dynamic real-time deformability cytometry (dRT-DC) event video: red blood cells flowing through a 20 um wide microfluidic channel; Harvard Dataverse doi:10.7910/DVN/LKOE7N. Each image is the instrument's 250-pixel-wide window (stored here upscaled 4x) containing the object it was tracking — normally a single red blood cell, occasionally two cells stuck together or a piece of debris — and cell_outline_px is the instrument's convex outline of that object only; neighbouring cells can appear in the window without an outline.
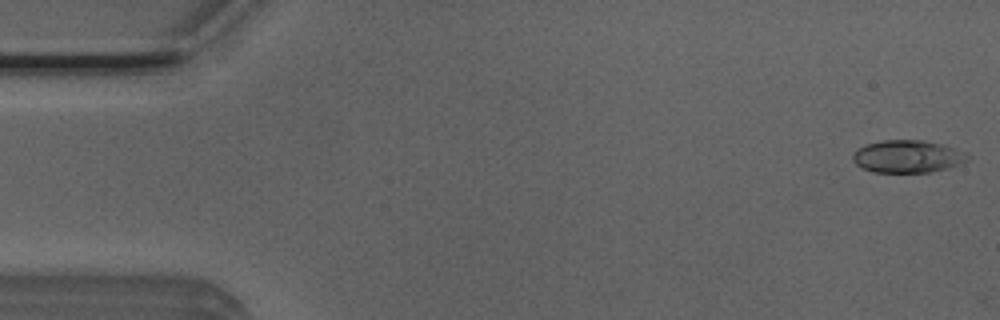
{"species": "Egyptian fruit bat (a non-hibernating species)", "species_latin": "Rousettus aegyptiacus", "temperature_condition": "room temperature", "stored_images_in_passage": 7, "camera_frame_rate_fps": 3000, "um_per_image_px": 0.085, "animal": {"sex": "male"}, "frame": {"image": 1, "passage_image": 1, "time_ms": 0.0, "image_size_px": [1000, 320], "cell_outline_px": [[968, 160], [948, 168], [928, 172], [872, 172], [856, 164], [852, 160], [852, 156], [856, 148], [864, 144], [884, 140], [924, 140], [944, 144], [968, 152]], "centroid_in_image_um": [77.14, 13.28], "position_along_channel_um": 7.9, "area_um2": 21.96}}